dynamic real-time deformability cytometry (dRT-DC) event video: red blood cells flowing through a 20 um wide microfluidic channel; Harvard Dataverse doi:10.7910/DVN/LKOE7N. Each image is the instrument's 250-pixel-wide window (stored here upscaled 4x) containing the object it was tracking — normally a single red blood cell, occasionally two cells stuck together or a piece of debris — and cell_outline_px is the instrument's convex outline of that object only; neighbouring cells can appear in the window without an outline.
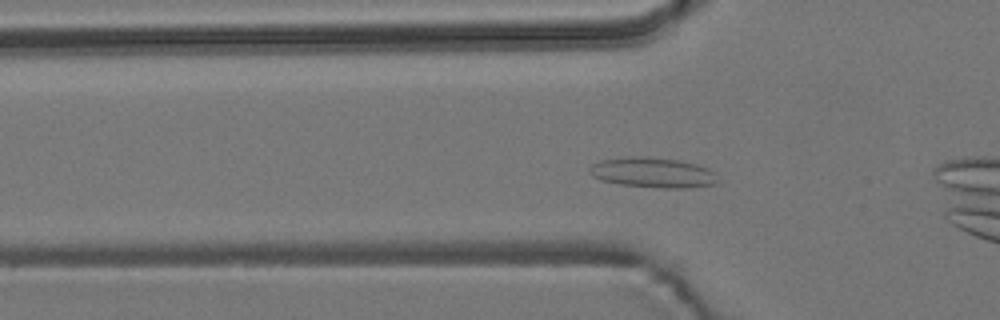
{"species": "common noctule bat (a hibernating species)", "species_latin": "Nyctalus noctula", "temperature_condition": "room temperature", "stored_images_in_passage": 44, "camera_frame_rate_fps": 3000, "um_per_image_px": 0.085, "animal": {"sex": "male", "body_mass_g": 19.2, "forearm_length_mm": 51.8}, "frame": {"image": 1, "passage_image": 5, "time_ms": 1.333, "image_size_px": [1000, 320], "cell_outline_px": [[716, 184], [688, 188], [664, 188], [620, 184], [604, 180], [592, 176], [588, 172], [588, 168], [592, 164], [600, 160], [632, 156], [648, 156], [680, 160], [696, 164], [708, 168], [716, 172]], "centroid_in_image_um": [55.5, 14.66], "position_along_channel_um": 70.3, "area_um2": 22.66}}
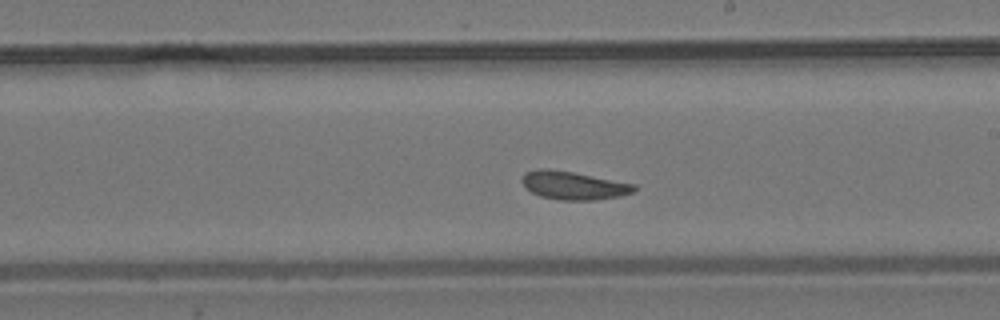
{"frame": {"image": 2, "passage_image": 19, "time_ms": 6.0, "image_size_px": [1000, 320], "cell_outline_px": [[636, 188], [632, 192], [620, 196], [596, 200], [560, 200], [540, 196], [524, 188], [520, 180], [524, 172], [536, 168], [548, 168], [572, 172], [636, 184]], "centroid_in_image_um": [48.68, 15.75], "position_along_channel_um": 240.3, "area_um2": 18.61}}
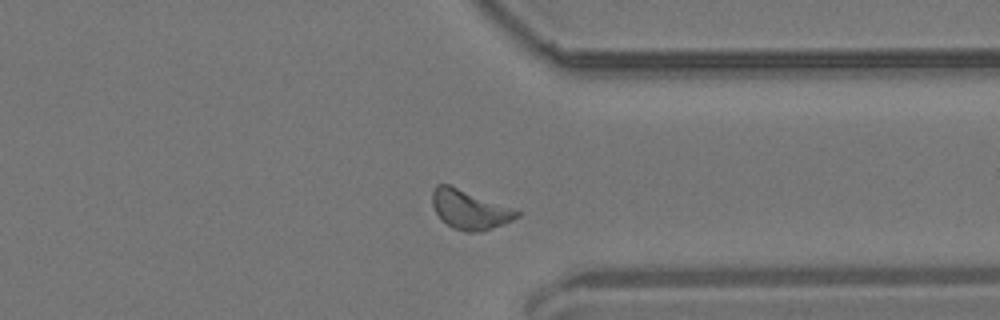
{"frame": {"image": 3, "passage_image": 30, "time_ms": 9.667, "image_size_px": [1000, 320], "cell_outline_px": [[520, 216], [504, 224], [472, 232], [464, 232], [452, 228], [440, 220], [432, 204], [432, 192], [436, 184], [448, 184], [520, 212]], "centroid_in_image_um": [39.84, 17.82], "position_along_channel_um": 371.6, "area_um2": 18.79}, "authors_computed_cell_mechanics": {"area_um2": 18.3226, "velocity_mm_per_s": 3.6416, "shape_relaxation_time_tau1_ms": null, "shape_relaxation_time_tau2_ms": 3.5858, "deformation_change_tau1": null, "deformation_change_tau2": 0.0832}}